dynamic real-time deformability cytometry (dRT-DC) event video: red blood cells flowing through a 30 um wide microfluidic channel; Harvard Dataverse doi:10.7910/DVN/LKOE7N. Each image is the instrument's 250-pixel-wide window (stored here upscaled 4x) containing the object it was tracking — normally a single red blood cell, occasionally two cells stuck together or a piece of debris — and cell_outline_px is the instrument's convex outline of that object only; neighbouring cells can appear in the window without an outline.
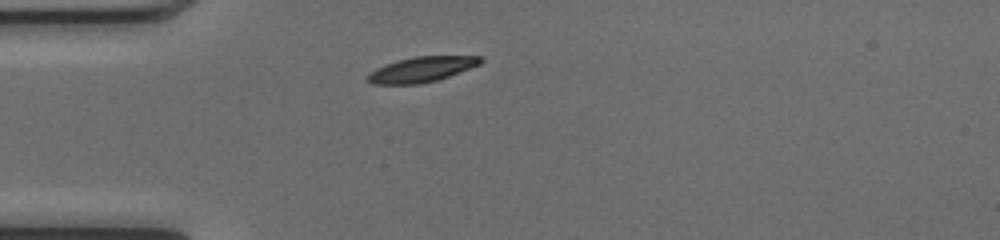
{"species": "common noctule bat (a hibernating species)", "species_latin": "Nyctalus noctula", "temperature_condition": "cold", "stored_images_in_passage": 38, "camera_frame_rate_fps": 3000, "um_per_image_px": 0.085, "animal": {"sex": "female", "body_mass_g": 17.0, "forearm_length_mm": 48.0}, "frame": {"image": 1, "passage_image": 1, "time_ms": 0.0, "image_size_px": [1000, 240], "cell_outline_px": [[484, 60], [480, 64], [448, 76], [436, 80], [420, 84], [372, 84], [368, 80], [368, 72], [376, 68], [396, 60], [416, 56], [484, 56]], "centroid_in_image_um": [35.83, 5.89], "position_along_channel_um": 49.2, "area_um2": 16.53}}
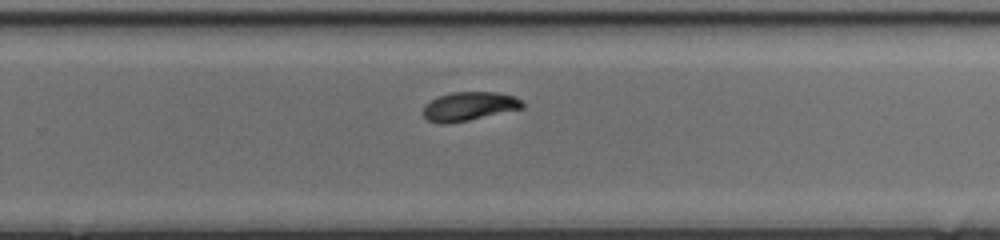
{"frame": {"image": 2, "passage_image": 20, "time_ms": 6.333, "image_size_px": [1000, 240], "cell_outline_px": [[524, 108], [468, 120], [428, 120], [424, 116], [424, 108], [432, 100], [440, 96], [452, 92], [496, 92], [512, 96], [520, 100], [524, 104]], "centroid_in_image_um": [39.97, 8.99], "position_along_channel_um": 289.8, "area_um2": 15.66}}
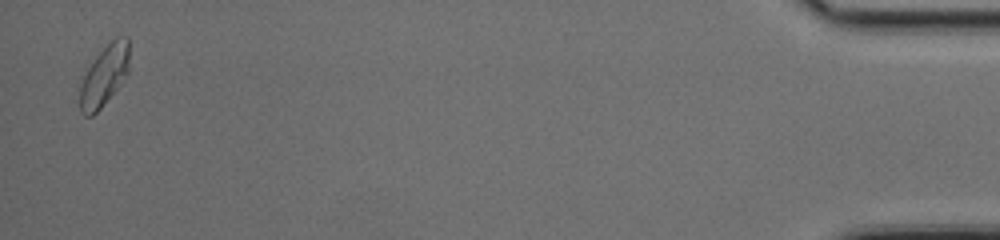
{"frame": {"image": 3, "passage_image": 37, "time_ms": 12.0, "image_size_px": [1000, 240], "cell_outline_px": [[128, 76], [100, 108], [92, 116], [84, 116], [80, 112], [80, 76], [96, 56], [116, 36], [128, 36]], "centroid_in_image_um": [8.84, 6.43], "position_along_channel_um": 426.4, "area_um2": 17.69}, "authors_computed_cell_mechanics": {"area_um2": 16.8487, "velocity_mm_per_s": 4.0376, "shape_relaxation_time_tau1_ms": 3.9672, "shape_relaxation_time_tau2_ms": null, "deformation_change_tau1": 0.1391, "deformation_change_tau2": null}}